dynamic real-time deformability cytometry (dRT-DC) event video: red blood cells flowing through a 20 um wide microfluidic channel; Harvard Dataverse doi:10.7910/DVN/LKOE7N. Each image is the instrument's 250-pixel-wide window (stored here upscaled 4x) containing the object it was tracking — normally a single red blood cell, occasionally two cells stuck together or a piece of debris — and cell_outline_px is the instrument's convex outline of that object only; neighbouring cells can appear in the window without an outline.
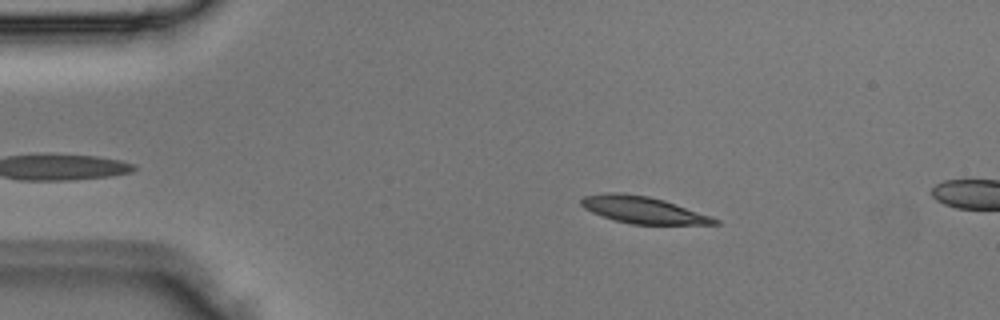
{"species": "Egyptian fruit bat (a non-hibernating species)", "species_latin": "Rousettus aegyptiacus", "temperature_condition": "room temperature", "stored_images_in_passage": 2, "camera_frame_rate_fps": 3000, "um_per_image_px": 0.085, "animal": {"sex": "male"}, "frame": {"image": 1, "passage_image": 1, "time_ms": 0.0, "image_size_px": [1000, 320], "cell_outline_px": [[720, 224], [632, 224], [616, 220], [592, 212], [584, 208], [580, 204], [580, 200], [584, 196], [608, 192], [620, 192], [648, 196], [664, 200], [712, 216], [720, 220]], "centroid_in_image_um": [54.67, 17.83], "position_along_channel_um": 30.3, "area_um2": 20.75}}